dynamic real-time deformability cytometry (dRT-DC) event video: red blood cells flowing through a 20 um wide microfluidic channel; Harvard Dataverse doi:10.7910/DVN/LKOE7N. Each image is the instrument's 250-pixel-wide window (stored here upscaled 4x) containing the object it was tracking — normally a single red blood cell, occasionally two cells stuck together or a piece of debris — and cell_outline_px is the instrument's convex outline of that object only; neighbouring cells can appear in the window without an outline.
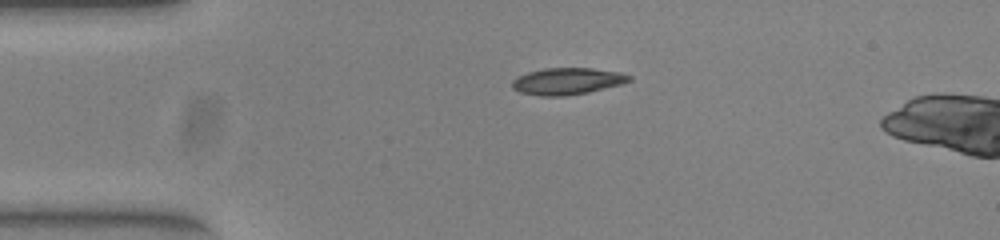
{"species": "common noctule bat (a hibernating species)", "species_latin": "Nyctalus noctula", "temperature_condition": "warm", "stored_images_in_passage": 42, "camera_frame_rate_fps": 3000, "um_per_image_px": 0.085, "animal": {"sex": "female", "body_mass_g": 23.0, "forearm_length_mm": 53.4}, "frame": {"image": 1, "passage_image": 1, "time_ms": 0.0, "image_size_px": [1000, 240], "cell_outline_px": [[632, 80], [624, 84], [588, 92], [564, 96], [540, 96], [520, 92], [512, 88], [512, 80], [516, 76], [528, 72], [544, 68], [592, 68], [620, 72], [632, 76]], "centroid_in_image_um": [48.23, 6.9], "position_along_channel_um": 36.8, "area_um2": 18.44}}
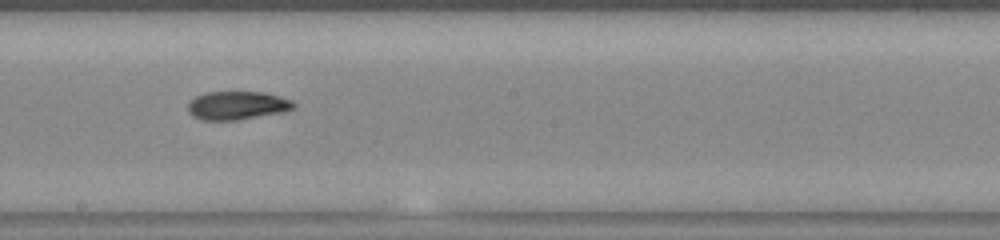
{"frame": {"image": 2, "passage_image": 18, "time_ms": 5.667, "image_size_px": [1000, 240], "cell_outline_px": [[296, 108], [284, 112], [236, 120], [200, 120], [192, 116], [188, 112], [188, 104], [196, 96], [204, 92], [264, 92], [280, 96], [292, 100], [296, 104]], "centroid_in_image_um": [20.18, 8.96], "position_along_channel_um": 228.0, "area_um2": 17.69}}
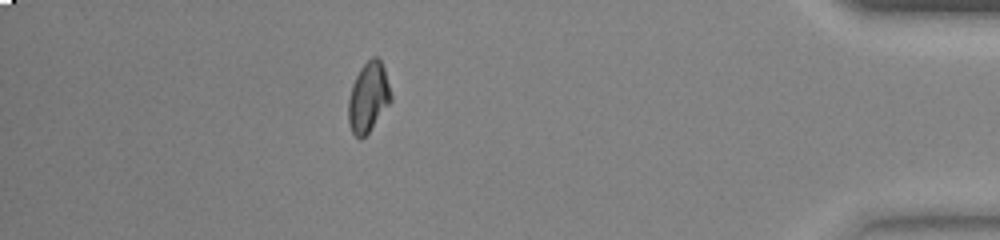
{"frame": {"image": 3, "passage_image": 35, "time_ms": 11.333, "image_size_px": [1000, 240], "cell_outline_px": [[392, 100], [368, 132], [360, 140], [352, 132], [348, 120], [348, 100], [352, 84], [360, 68], [372, 56], [376, 56], [380, 60], [384, 68], [392, 96]], "centroid_in_image_um": [31.3, 8.25], "position_along_channel_um": 403.9, "area_um2": 17.17}, "authors_computed_cell_mechanics": {"area_um2": 17.5134, "velocity_mm_per_s": 3.9723, "shape_relaxation_time_tau1_ms": null, "shape_relaxation_time_tau2_ms": 3.3312, "deformation_change_tau1": null, "deformation_change_tau2": 0.0688}}